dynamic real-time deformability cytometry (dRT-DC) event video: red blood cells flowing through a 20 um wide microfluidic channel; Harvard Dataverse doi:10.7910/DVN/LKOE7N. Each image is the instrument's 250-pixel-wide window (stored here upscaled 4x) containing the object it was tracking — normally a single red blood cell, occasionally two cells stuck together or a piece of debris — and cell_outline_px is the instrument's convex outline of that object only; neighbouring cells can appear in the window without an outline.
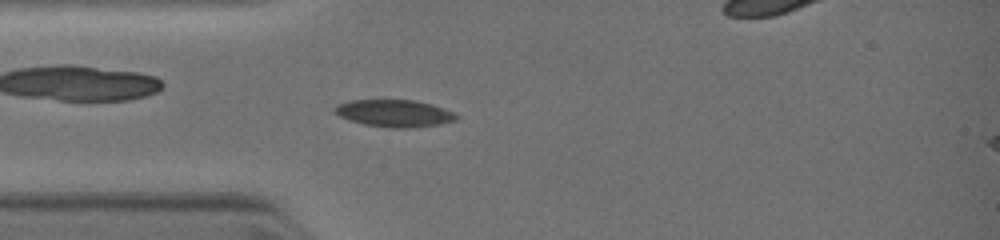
{"species": "common noctule bat (a hibernating species)", "species_latin": "Nyctalus noctula", "temperature_condition": "warm", "stored_images_in_passage": 7, "camera_frame_rate_fps": 3000, "um_per_image_px": 0.085, "animal": {"sex": "female", "body_mass_g": 19.0, "forearm_length_mm": 51.5}, "frame": {"image": 1, "passage_image": 4, "time_ms": 1.667, "image_size_px": [1000, 240], "cell_outline_px": [[456, 120], [440, 124], [416, 128], [392, 128], [364, 124], [348, 120], [340, 116], [332, 108], [340, 104], [352, 100], [412, 100], [428, 104], [452, 112], [456, 116]], "centroid_in_image_um": [33.48, 9.64], "position_along_channel_um": 51.5, "area_um2": 18.9}}